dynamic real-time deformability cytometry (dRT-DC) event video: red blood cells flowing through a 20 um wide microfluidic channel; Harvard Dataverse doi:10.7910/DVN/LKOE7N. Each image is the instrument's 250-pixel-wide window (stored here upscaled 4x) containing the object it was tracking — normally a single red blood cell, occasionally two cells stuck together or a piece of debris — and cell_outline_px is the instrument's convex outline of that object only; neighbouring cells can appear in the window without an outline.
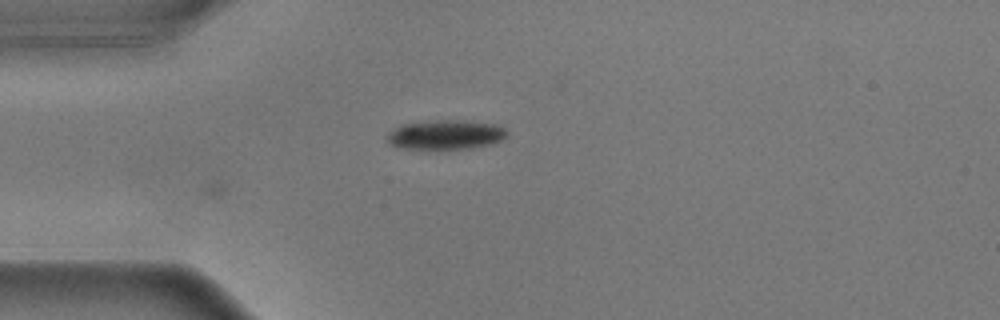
{"species": "common noctule bat (a hibernating species)", "species_latin": "Nyctalus noctula", "temperature_condition": "warm", "stored_images_in_passage": 9, "camera_frame_rate_fps": 3000, "um_per_image_px": 0.085, "animal": {"sex": "male", "body_mass_g": 17.9}, "frame": {"image": 1, "passage_image": 9, "time_ms": 2.667, "image_size_px": [1000, 320], "cell_outline_px": [[508, 136], [492, 144], [468, 148], [404, 148], [388, 144], [388, 132], [400, 124], [436, 120], [464, 120], [500, 124], [508, 132]], "centroid_in_image_um": [37.92, 11.42], "position_along_channel_um": 47.1, "area_um2": 20.58}}